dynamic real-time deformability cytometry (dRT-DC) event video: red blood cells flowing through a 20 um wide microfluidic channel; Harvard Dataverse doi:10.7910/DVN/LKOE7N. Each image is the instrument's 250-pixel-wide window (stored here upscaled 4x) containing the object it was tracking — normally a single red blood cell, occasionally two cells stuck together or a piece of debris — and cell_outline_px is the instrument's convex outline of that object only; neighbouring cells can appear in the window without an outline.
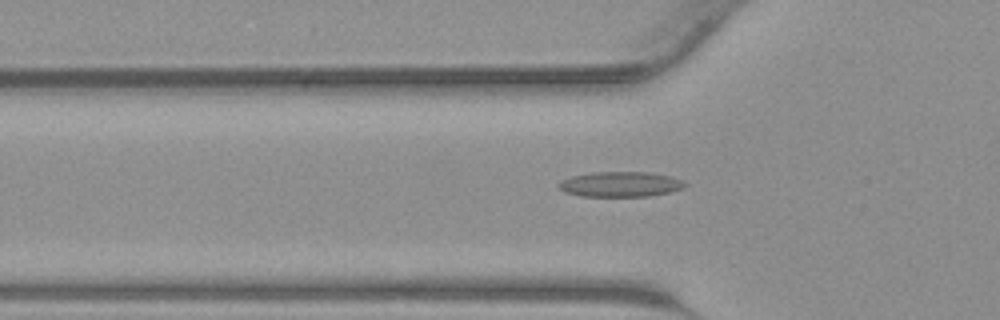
{"species": "common noctule bat (a hibernating species)", "species_latin": "Nyctalus noctula", "temperature_condition": "warm", "stored_images_in_passage": 44, "segment_of_instrument_passage": [1, 2], "camera_frame_rate_fps": 3000, "um_per_image_px": 0.085, "animal": {"sex": "male", "body_mass_g": 23.1, "forearm_length_mm": 52.7}, "frame": {"image": 1, "passage_image": 14, "time_ms": 4.333, "image_size_px": [1000, 320], "cell_outline_px": [[688, 184], [684, 188], [668, 192], [648, 196], [580, 196], [564, 192], [556, 184], [560, 180], [572, 176], [592, 172], [648, 172], [672, 176]], "centroid_in_image_um": [52.71, 15.65], "position_along_channel_um": 73.1, "area_um2": 18.55}}
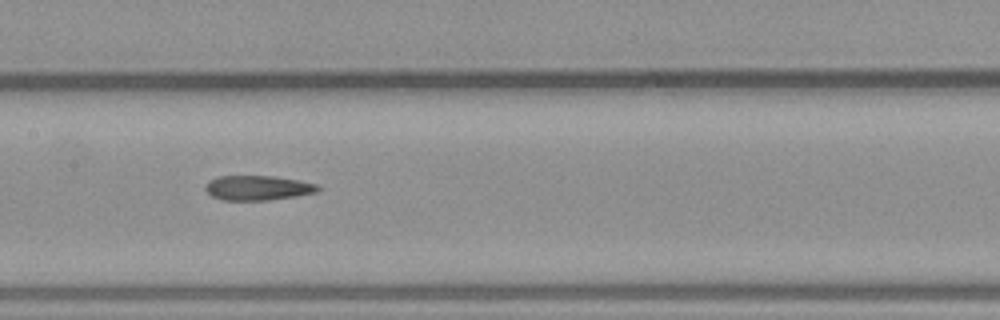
{"frame": {"image": 2, "passage_image": 21, "time_ms": 6.667, "image_size_px": [1000, 320], "cell_outline_px": [[320, 188], [316, 192], [296, 196], [268, 200], [224, 200], [212, 196], [204, 188], [212, 180], [220, 176], [276, 176], [300, 180], [316, 184]], "centroid_in_image_um": [21.95, 15.97], "position_along_channel_um": 185.5, "area_um2": 16.01}}
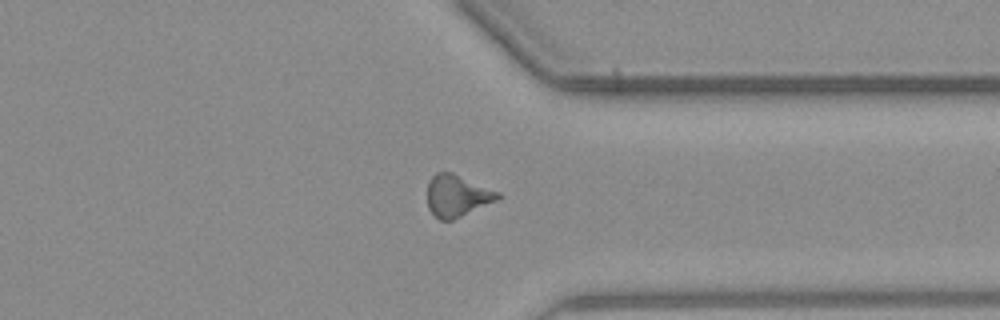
{"frame": {"image": 3, "passage_image": 33, "time_ms": 10.667, "image_size_px": [1000, 320], "cell_outline_px": [[504, 196], [500, 200], [452, 220], [440, 220], [428, 208], [428, 184], [432, 176], [436, 172], [452, 172], [500, 192]], "centroid_in_image_um": [38.91, 16.64], "position_along_channel_um": 372.5, "area_um2": 17.34}}